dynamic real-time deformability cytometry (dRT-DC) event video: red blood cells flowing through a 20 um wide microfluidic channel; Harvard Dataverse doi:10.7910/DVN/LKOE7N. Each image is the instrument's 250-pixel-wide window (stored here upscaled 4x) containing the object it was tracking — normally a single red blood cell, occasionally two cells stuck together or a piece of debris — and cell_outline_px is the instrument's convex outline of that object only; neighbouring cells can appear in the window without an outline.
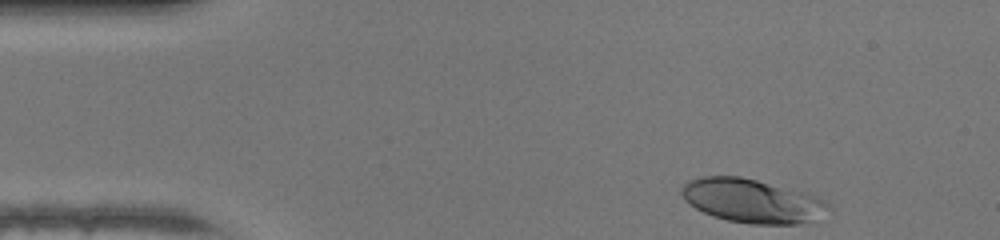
{"species": "human", "species_latin": "Homo sapiens", "temperature_condition": "warm", "stored_images_in_passage": 42, "camera_frame_rate_fps": 3000, "um_per_image_px": 0.085, "donor": {"sex": "female"}, "frame": {"image": 1, "passage_image": 1, "time_ms": 0.0, "image_size_px": [1000, 240], "cell_outline_px": [[832, 208], [800, 224], [752, 224], [728, 220], [712, 216], [696, 208], [684, 200], [680, 192], [680, 188], [688, 180], [704, 176], [740, 176], [808, 192], [820, 196]], "centroid_in_image_um": [63.9, 17.05], "position_along_channel_um": 21.1, "area_um2": 37.45}}
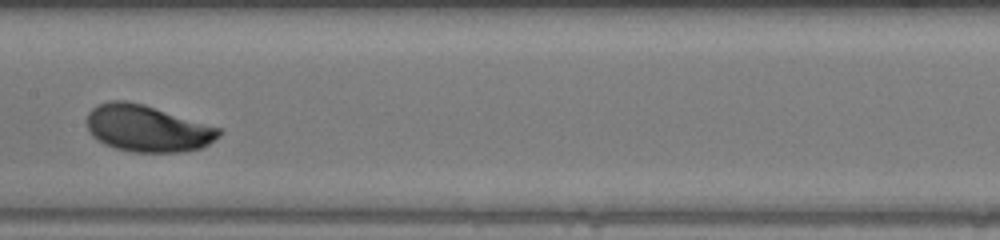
{"frame": {"image": 2, "passage_image": 19, "time_ms": 6.0, "image_size_px": [1000, 240], "cell_outline_px": [[224, 132], [220, 136], [208, 144], [200, 148], [180, 152], [132, 152], [116, 148], [104, 144], [92, 136], [88, 128], [88, 112], [96, 104], [108, 100], [124, 100], [144, 104], [220, 128]], "centroid_in_image_um": [12.51, 10.91], "position_along_channel_um": 194.9, "area_um2": 35.95}}
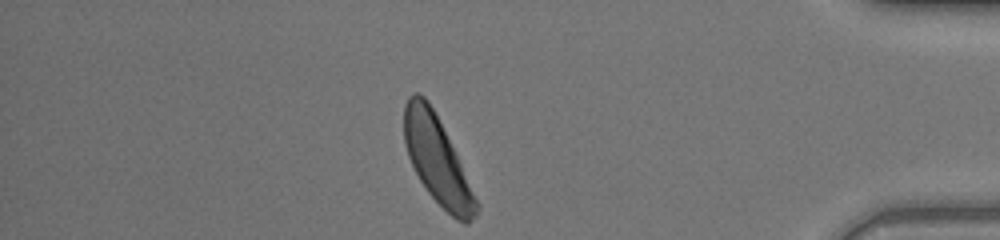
{"frame": {"image": 3, "passage_image": 36, "time_ms": 11.667, "image_size_px": [1000, 240], "cell_outline_px": [[480, 208], [476, 216], [468, 224], [464, 224], [456, 220], [428, 192], [420, 180], [408, 156], [404, 140], [404, 104], [408, 96], [412, 92], [416, 92], [424, 96], [428, 100], [480, 204]], "centroid_in_image_um": [37.15, 13.64], "position_along_channel_um": 398.0, "area_um2": 35.78}, "authors_computed_cell_mechanics": {"area_um2": 35.7204, "velocity_mm_per_s": 4.2921, "shape_relaxation_time_tau1_ms": 1.8573, "shape_relaxation_time_tau2_ms": null, "deformation_change_tau1": 0.1383, "deformation_change_tau2": null}}